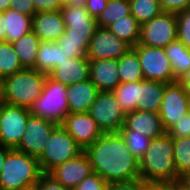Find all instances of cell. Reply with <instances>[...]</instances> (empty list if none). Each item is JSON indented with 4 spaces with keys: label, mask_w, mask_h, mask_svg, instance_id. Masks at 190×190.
Returning <instances> with one entry per match:
<instances>
[{
    "label": "cell",
    "mask_w": 190,
    "mask_h": 190,
    "mask_svg": "<svg viewBox=\"0 0 190 190\" xmlns=\"http://www.w3.org/2000/svg\"><path fill=\"white\" fill-rule=\"evenodd\" d=\"M84 152L90 160L93 172L107 183L141 178L139 161L118 132L103 133Z\"/></svg>",
    "instance_id": "cell-1"
},
{
    "label": "cell",
    "mask_w": 190,
    "mask_h": 190,
    "mask_svg": "<svg viewBox=\"0 0 190 190\" xmlns=\"http://www.w3.org/2000/svg\"><path fill=\"white\" fill-rule=\"evenodd\" d=\"M173 138L166 132L153 138L139 160L140 177L147 183H174L180 178L174 162Z\"/></svg>",
    "instance_id": "cell-2"
},
{
    "label": "cell",
    "mask_w": 190,
    "mask_h": 190,
    "mask_svg": "<svg viewBox=\"0 0 190 190\" xmlns=\"http://www.w3.org/2000/svg\"><path fill=\"white\" fill-rule=\"evenodd\" d=\"M65 34L58 40L59 45L70 55V58L87 57L89 44L98 24L85 7L63 6L61 8Z\"/></svg>",
    "instance_id": "cell-3"
},
{
    "label": "cell",
    "mask_w": 190,
    "mask_h": 190,
    "mask_svg": "<svg viewBox=\"0 0 190 190\" xmlns=\"http://www.w3.org/2000/svg\"><path fill=\"white\" fill-rule=\"evenodd\" d=\"M41 174L38 158L10 149L0 173V190H24L36 185Z\"/></svg>",
    "instance_id": "cell-4"
},
{
    "label": "cell",
    "mask_w": 190,
    "mask_h": 190,
    "mask_svg": "<svg viewBox=\"0 0 190 190\" xmlns=\"http://www.w3.org/2000/svg\"><path fill=\"white\" fill-rule=\"evenodd\" d=\"M47 74L33 68H23L4 79L1 99L4 103L30 108L41 95Z\"/></svg>",
    "instance_id": "cell-5"
},
{
    "label": "cell",
    "mask_w": 190,
    "mask_h": 190,
    "mask_svg": "<svg viewBox=\"0 0 190 190\" xmlns=\"http://www.w3.org/2000/svg\"><path fill=\"white\" fill-rule=\"evenodd\" d=\"M67 86L52 80L48 75L41 95L29 108L31 115L61 124L69 113Z\"/></svg>",
    "instance_id": "cell-6"
},
{
    "label": "cell",
    "mask_w": 190,
    "mask_h": 190,
    "mask_svg": "<svg viewBox=\"0 0 190 190\" xmlns=\"http://www.w3.org/2000/svg\"><path fill=\"white\" fill-rule=\"evenodd\" d=\"M84 150L72 136L59 124L45 143L42 154L38 157L42 173H49L56 166L77 157Z\"/></svg>",
    "instance_id": "cell-7"
},
{
    "label": "cell",
    "mask_w": 190,
    "mask_h": 190,
    "mask_svg": "<svg viewBox=\"0 0 190 190\" xmlns=\"http://www.w3.org/2000/svg\"><path fill=\"white\" fill-rule=\"evenodd\" d=\"M88 113L103 133L118 132L126 115L112 91H99Z\"/></svg>",
    "instance_id": "cell-8"
},
{
    "label": "cell",
    "mask_w": 190,
    "mask_h": 190,
    "mask_svg": "<svg viewBox=\"0 0 190 190\" xmlns=\"http://www.w3.org/2000/svg\"><path fill=\"white\" fill-rule=\"evenodd\" d=\"M132 49L138 54L144 80L163 83L176 81L164 48L137 44Z\"/></svg>",
    "instance_id": "cell-9"
},
{
    "label": "cell",
    "mask_w": 190,
    "mask_h": 190,
    "mask_svg": "<svg viewBox=\"0 0 190 190\" xmlns=\"http://www.w3.org/2000/svg\"><path fill=\"white\" fill-rule=\"evenodd\" d=\"M177 40V16L175 13L162 12L158 16L141 24L138 44L165 48Z\"/></svg>",
    "instance_id": "cell-10"
},
{
    "label": "cell",
    "mask_w": 190,
    "mask_h": 190,
    "mask_svg": "<svg viewBox=\"0 0 190 190\" xmlns=\"http://www.w3.org/2000/svg\"><path fill=\"white\" fill-rule=\"evenodd\" d=\"M29 108L2 103L0 107V144L16 149L25 131Z\"/></svg>",
    "instance_id": "cell-11"
},
{
    "label": "cell",
    "mask_w": 190,
    "mask_h": 190,
    "mask_svg": "<svg viewBox=\"0 0 190 190\" xmlns=\"http://www.w3.org/2000/svg\"><path fill=\"white\" fill-rule=\"evenodd\" d=\"M189 105L190 97L178 80L165 83L159 115L166 131L189 112Z\"/></svg>",
    "instance_id": "cell-12"
},
{
    "label": "cell",
    "mask_w": 190,
    "mask_h": 190,
    "mask_svg": "<svg viewBox=\"0 0 190 190\" xmlns=\"http://www.w3.org/2000/svg\"><path fill=\"white\" fill-rule=\"evenodd\" d=\"M58 125L51 120L30 114L16 150L38 158L42 154L48 138Z\"/></svg>",
    "instance_id": "cell-13"
},
{
    "label": "cell",
    "mask_w": 190,
    "mask_h": 190,
    "mask_svg": "<svg viewBox=\"0 0 190 190\" xmlns=\"http://www.w3.org/2000/svg\"><path fill=\"white\" fill-rule=\"evenodd\" d=\"M132 47L112 34L107 27L98 26L89 44L87 58L89 60L119 59Z\"/></svg>",
    "instance_id": "cell-14"
},
{
    "label": "cell",
    "mask_w": 190,
    "mask_h": 190,
    "mask_svg": "<svg viewBox=\"0 0 190 190\" xmlns=\"http://www.w3.org/2000/svg\"><path fill=\"white\" fill-rule=\"evenodd\" d=\"M60 125L72 136L83 150L103 134L88 112L68 113Z\"/></svg>",
    "instance_id": "cell-15"
},
{
    "label": "cell",
    "mask_w": 190,
    "mask_h": 190,
    "mask_svg": "<svg viewBox=\"0 0 190 190\" xmlns=\"http://www.w3.org/2000/svg\"><path fill=\"white\" fill-rule=\"evenodd\" d=\"M93 173L87 154L83 151L77 157L53 168L48 174L64 187L74 189L85 177Z\"/></svg>",
    "instance_id": "cell-16"
},
{
    "label": "cell",
    "mask_w": 190,
    "mask_h": 190,
    "mask_svg": "<svg viewBox=\"0 0 190 190\" xmlns=\"http://www.w3.org/2000/svg\"><path fill=\"white\" fill-rule=\"evenodd\" d=\"M121 130L138 131L151 139L163 136L167 132L158 112L139 110L126 113Z\"/></svg>",
    "instance_id": "cell-17"
},
{
    "label": "cell",
    "mask_w": 190,
    "mask_h": 190,
    "mask_svg": "<svg viewBox=\"0 0 190 190\" xmlns=\"http://www.w3.org/2000/svg\"><path fill=\"white\" fill-rule=\"evenodd\" d=\"M52 80L70 86L90 78V65L87 57L69 58L59 63L47 74Z\"/></svg>",
    "instance_id": "cell-18"
},
{
    "label": "cell",
    "mask_w": 190,
    "mask_h": 190,
    "mask_svg": "<svg viewBox=\"0 0 190 190\" xmlns=\"http://www.w3.org/2000/svg\"><path fill=\"white\" fill-rule=\"evenodd\" d=\"M32 31L40 41H57L66 31L61 10L35 13L32 17Z\"/></svg>",
    "instance_id": "cell-19"
},
{
    "label": "cell",
    "mask_w": 190,
    "mask_h": 190,
    "mask_svg": "<svg viewBox=\"0 0 190 190\" xmlns=\"http://www.w3.org/2000/svg\"><path fill=\"white\" fill-rule=\"evenodd\" d=\"M90 80L99 91H113L119 84L118 59L89 60Z\"/></svg>",
    "instance_id": "cell-20"
},
{
    "label": "cell",
    "mask_w": 190,
    "mask_h": 190,
    "mask_svg": "<svg viewBox=\"0 0 190 190\" xmlns=\"http://www.w3.org/2000/svg\"><path fill=\"white\" fill-rule=\"evenodd\" d=\"M98 88L90 80L67 86V103L69 113L89 112L91 105L96 100Z\"/></svg>",
    "instance_id": "cell-21"
},
{
    "label": "cell",
    "mask_w": 190,
    "mask_h": 190,
    "mask_svg": "<svg viewBox=\"0 0 190 190\" xmlns=\"http://www.w3.org/2000/svg\"><path fill=\"white\" fill-rule=\"evenodd\" d=\"M165 83L152 80L137 82V110L158 112L163 100Z\"/></svg>",
    "instance_id": "cell-22"
},
{
    "label": "cell",
    "mask_w": 190,
    "mask_h": 190,
    "mask_svg": "<svg viewBox=\"0 0 190 190\" xmlns=\"http://www.w3.org/2000/svg\"><path fill=\"white\" fill-rule=\"evenodd\" d=\"M70 55L57 41H41L38 47L35 69L48 74L59 63L69 60Z\"/></svg>",
    "instance_id": "cell-23"
},
{
    "label": "cell",
    "mask_w": 190,
    "mask_h": 190,
    "mask_svg": "<svg viewBox=\"0 0 190 190\" xmlns=\"http://www.w3.org/2000/svg\"><path fill=\"white\" fill-rule=\"evenodd\" d=\"M107 28L112 34L129 44L132 48L139 43L141 24L131 14L119 17Z\"/></svg>",
    "instance_id": "cell-24"
},
{
    "label": "cell",
    "mask_w": 190,
    "mask_h": 190,
    "mask_svg": "<svg viewBox=\"0 0 190 190\" xmlns=\"http://www.w3.org/2000/svg\"><path fill=\"white\" fill-rule=\"evenodd\" d=\"M40 42V38L33 31H30L12 43L23 68L35 69Z\"/></svg>",
    "instance_id": "cell-25"
},
{
    "label": "cell",
    "mask_w": 190,
    "mask_h": 190,
    "mask_svg": "<svg viewBox=\"0 0 190 190\" xmlns=\"http://www.w3.org/2000/svg\"><path fill=\"white\" fill-rule=\"evenodd\" d=\"M6 42H16L21 36L32 31V17L9 8L4 12Z\"/></svg>",
    "instance_id": "cell-26"
},
{
    "label": "cell",
    "mask_w": 190,
    "mask_h": 190,
    "mask_svg": "<svg viewBox=\"0 0 190 190\" xmlns=\"http://www.w3.org/2000/svg\"><path fill=\"white\" fill-rule=\"evenodd\" d=\"M164 50L177 81L190 68V49L177 39L168 44Z\"/></svg>",
    "instance_id": "cell-27"
},
{
    "label": "cell",
    "mask_w": 190,
    "mask_h": 190,
    "mask_svg": "<svg viewBox=\"0 0 190 190\" xmlns=\"http://www.w3.org/2000/svg\"><path fill=\"white\" fill-rule=\"evenodd\" d=\"M118 75L120 83L144 80L138 54L133 49L118 59Z\"/></svg>",
    "instance_id": "cell-28"
},
{
    "label": "cell",
    "mask_w": 190,
    "mask_h": 190,
    "mask_svg": "<svg viewBox=\"0 0 190 190\" xmlns=\"http://www.w3.org/2000/svg\"><path fill=\"white\" fill-rule=\"evenodd\" d=\"M131 14L129 0H108L106 8L98 16L97 24L100 27H108L119 17Z\"/></svg>",
    "instance_id": "cell-29"
},
{
    "label": "cell",
    "mask_w": 190,
    "mask_h": 190,
    "mask_svg": "<svg viewBox=\"0 0 190 190\" xmlns=\"http://www.w3.org/2000/svg\"><path fill=\"white\" fill-rule=\"evenodd\" d=\"M20 59L10 42L0 43V75L5 79L22 70Z\"/></svg>",
    "instance_id": "cell-30"
},
{
    "label": "cell",
    "mask_w": 190,
    "mask_h": 190,
    "mask_svg": "<svg viewBox=\"0 0 190 190\" xmlns=\"http://www.w3.org/2000/svg\"><path fill=\"white\" fill-rule=\"evenodd\" d=\"M131 15L143 24L163 12L158 0H129Z\"/></svg>",
    "instance_id": "cell-31"
},
{
    "label": "cell",
    "mask_w": 190,
    "mask_h": 190,
    "mask_svg": "<svg viewBox=\"0 0 190 190\" xmlns=\"http://www.w3.org/2000/svg\"><path fill=\"white\" fill-rule=\"evenodd\" d=\"M174 162L178 177L181 179L190 171V136L173 138Z\"/></svg>",
    "instance_id": "cell-32"
},
{
    "label": "cell",
    "mask_w": 190,
    "mask_h": 190,
    "mask_svg": "<svg viewBox=\"0 0 190 190\" xmlns=\"http://www.w3.org/2000/svg\"><path fill=\"white\" fill-rule=\"evenodd\" d=\"M118 133L123 138L133 156L139 161L148 149L152 139L134 130L120 129Z\"/></svg>",
    "instance_id": "cell-33"
},
{
    "label": "cell",
    "mask_w": 190,
    "mask_h": 190,
    "mask_svg": "<svg viewBox=\"0 0 190 190\" xmlns=\"http://www.w3.org/2000/svg\"><path fill=\"white\" fill-rule=\"evenodd\" d=\"M112 92L125 113L137 110V82L120 83Z\"/></svg>",
    "instance_id": "cell-34"
},
{
    "label": "cell",
    "mask_w": 190,
    "mask_h": 190,
    "mask_svg": "<svg viewBox=\"0 0 190 190\" xmlns=\"http://www.w3.org/2000/svg\"><path fill=\"white\" fill-rule=\"evenodd\" d=\"M177 16V39L190 49V8L180 11Z\"/></svg>",
    "instance_id": "cell-35"
},
{
    "label": "cell",
    "mask_w": 190,
    "mask_h": 190,
    "mask_svg": "<svg viewBox=\"0 0 190 190\" xmlns=\"http://www.w3.org/2000/svg\"><path fill=\"white\" fill-rule=\"evenodd\" d=\"M108 183L97 173L85 177L73 190H107Z\"/></svg>",
    "instance_id": "cell-36"
},
{
    "label": "cell",
    "mask_w": 190,
    "mask_h": 190,
    "mask_svg": "<svg viewBox=\"0 0 190 190\" xmlns=\"http://www.w3.org/2000/svg\"><path fill=\"white\" fill-rule=\"evenodd\" d=\"M167 133L172 138H182L190 136V111L186 115L182 116L174 125H172Z\"/></svg>",
    "instance_id": "cell-37"
},
{
    "label": "cell",
    "mask_w": 190,
    "mask_h": 190,
    "mask_svg": "<svg viewBox=\"0 0 190 190\" xmlns=\"http://www.w3.org/2000/svg\"><path fill=\"white\" fill-rule=\"evenodd\" d=\"M107 190H148V183L142 178L131 181L108 183Z\"/></svg>",
    "instance_id": "cell-38"
},
{
    "label": "cell",
    "mask_w": 190,
    "mask_h": 190,
    "mask_svg": "<svg viewBox=\"0 0 190 190\" xmlns=\"http://www.w3.org/2000/svg\"><path fill=\"white\" fill-rule=\"evenodd\" d=\"M163 12L175 13L190 8V0H158Z\"/></svg>",
    "instance_id": "cell-39"
},
{
    "label": "cell",
    "mask_w": 190,
    "mask_h": 190,
    "mask_svg": "<svg viewBox=\"0 0 190 190\" xmlns=\"http://www.w3.org/2000/svg\"><path fill=\"white\" fill-rule=\"evenodd\" d=\"M36 185L40 190H72L64 187L48 173H42Z\"/></svg>",
    "instance_id": "cell-40"
},
{
    "label": "cell",
    "mask_w": 190,
    "mask_h": 190,
    "mask_svg": "<svg viewBox=\"0 0 190 190\" xmlns=\"http://www.w3.org/2000/svg\"><path fill=\"white\" fill-rule=\"evenodd\" d=\"M35 11H59L63 7V0H32Z\"/></svg>",
    "instance_id": "cell-41"
},
{
    "label": "cell",
    "mask_w": 190,
    "mask_h": 190,
    "mask_svg": "<svg viewBox=\"0 0 190 190\" xmlns=\"http://www.w3.org/2000/svg\"><path fill=\"white\" fill-rule=\"evenodd\" d=\"M11 8L30 17L36 13L32 0H11Z\"/></svg>",
    "instance_id": "cell-42"
},
{
    "label": "cell",
    "mask_w": 190,
    "mask_h": 190,
    "mask_svg": "<svg viewBox=\"0 0 190 190\" xmlns=\"http://www.w3.org/2000/svg\"><path fill=\"white\" fill-rule=\"evenodd\" d=\"M108 0H87L85 8L93 18H98L99 14L106 8Z\"/></svg>",
    "instance_id": "cell-43"
},
{
    "label": "cell",
    "mask_w": 190,
    "mask_h": 190,
    "mask_svg": "<svg viewBox=\"0 0 190 190\" xmlns=\"http://www.w3.org/2000/svg\"><path fill=\"white\" fill-rule=\"evenodd\" d=\"M148 190H175L174 183H148Z\"/></svg>",
    "instance_id": "cell-44"
},
{
    "label": "cell",
    "mask_w": 190,
    "mask_h": 190,
    "mask_svg": "<svg viewBox=\"0 0 190 190\" xmlns=\"http://www.w3.org/2000/svg\"><path fill=\"white\" fill-rule=\"evenodd\" d=\"M178 81L182 84L186 90V93L190 97V68L185 74H183V76L178 79Z\"/></svg>",
    "instance_id": "cell-45"
},
{
    "label": "cell",
    "mask_w": 190,
    "mask_h": 190,
    "mask_svg": "<svg viewBox=\"0 0 190 190\" xmlns=\"http://www.w3.org/2000/svg\"><path fill=\"white\" fill-rule=\"evenodd\" d=\"M6 30L4 12H0V43L6 42Z\"/></svg>",
    "instance_id": "cell-46"
},
{
    "label": "cell",
    "mask_w": 190,
    "mask_h": 190,
    "mask_svg": "<svg viewBox=\"0 0 190 190\" xmlns=\"http://www.w3.org/2000/svg\"><path fill=\"white\" fill-rule=\"evenodd\" d=\"M10 150V148L5 147L0 144V173L2 170V167L4 166L6 157H7V152Z\"/></svg>",
    "instance_id": "cell-47"
},
{
    "label": "cell",
    "mask_w": 190,
    "mask_h": 190,
    "mask_svg": "<svg viewBox=\"0 0 190 190\" xmlns=\"http://www.w3.org/2000/svg\"><path fill=\"white\" fill-rule=\"evenodd\" d=\"M87 0H63V6L85 7Z\"/></svg>",
    "instance_id": "cell-48"
},
{
    "label": "cell",
    "mask_w": 190,
    "mask_h": 190,
    "mask_svg": "<svg viewBox=\"0 0 190 190\" xmlns=\"http://www.w3.org/2000/svg\"><path fill=\"white\" fill-rule=\"evenodd\" d=\"M175 190H190V186L182 179H179L178 181H175Z\"/></svg>",
    "instance_id": "cell-49"
},
{
    "label": "cell",
    "mask_w": 190,
    "mask_h": 190,
    "mask_svg": "<svg viewBox=\"0 0 190 190\" xmlns=\"http://www.w3.org/2000/svg\"><path fill=\"white\" fill-rule=\"evenodd\" d=\"M11 8V0H0V12H5Z\"/></svg>",
    "instance_id": "cell-50"
},
{
    "label": "cell",
    "mask_w": 190,
    "mask_h": 190,
    "mask_svg": "<svg viewBox=\"0 0 190 190\" xmlns=\"http://www.w3.org/2000/svg\"><path fill=\"white\" fill-rule=\"evenodd\" d=\"M187 185L190 186V171L181 178Z\"/></svg>",
    "instance_id": "cell-51"
},
{
    "label": "cell",
    "mask_w": 190,
    "mask_h": 190,
    "mask_svg": "<svg viewBox=\"0 0 190 190\" xmlns=\"http://www.w3.org/2000/svg\"><path fill=\"white\" fill-rule=\"evenodd\" d=\"M4 78L0 75V96L3 92Z\"/></svg>",
    "instance_id": "cell-52"
},
{
    "label": "cell",
    "mask_w": 190,
    "mask_h": 190,
    "mask_svg": "<svg viewBox=\"0 0 190 190\" xmlns=\"http://www.w3.org/2000/svg\"><path fill=\"white\" fill-rule=\"evenodd\" d=\"M24 190H40V188L37 185H33V186H30V187H27Z\"/></svg>",
    "instance_id": "cell-53"
},
{
    "label": "cell",
    "mask_w": 190,
    "mask_h": 190,
    "mask_svg": "<svg viewBox=\"0 0 190 190\" xmlns=\"http://www.w3.org/2000/svg\"><path fill=\"white\" fill-rule=\"evenodd\" d=\"M2 103H3V101H2L1 96H0V107H1Z\"/></svg>",
    "instance_id": "cell-54"
}]
</instances>
